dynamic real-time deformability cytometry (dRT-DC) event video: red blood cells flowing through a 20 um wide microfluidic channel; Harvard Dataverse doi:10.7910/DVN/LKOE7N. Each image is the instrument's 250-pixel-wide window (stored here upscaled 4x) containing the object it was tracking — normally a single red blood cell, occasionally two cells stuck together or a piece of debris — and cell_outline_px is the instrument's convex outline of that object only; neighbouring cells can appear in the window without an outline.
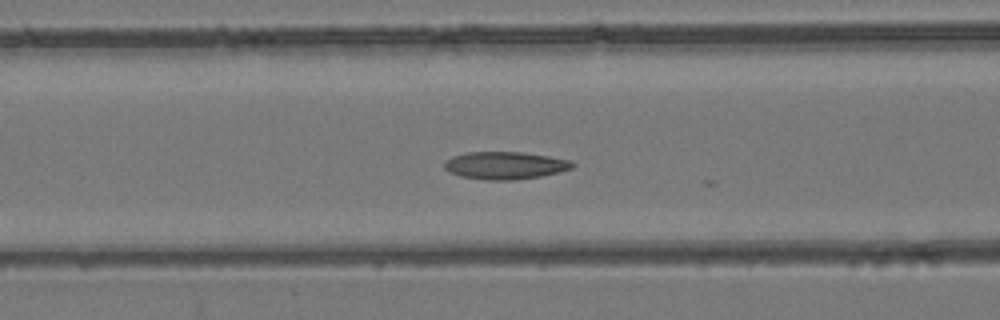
{"species": "common noctule bat (a hibernating species)", "species_latin": "Nyctalus noctula", "temperature_condition": "room temperature", "stored_images_in_passage": 11, "camera_frame_rate_fps": 3000, "um_per_image_px": 0.085, "animal": {"sex": "female", "body_mass_g": 24.6, "forearm_length_mm": 56.2}, "frame": {"image": 1, "passage_image": 9, "time_ms": 2.667, "image_size_px": [1000, 320], "cell_outline_px": [[576, 164], [572, 168], [560, 172], [540, 176], [512, 180], [488, 180], [460, 176], [448, 172], [444, 168], [444, 160], [452, 156], [468, 152], [520, 152], [548, 156], [572, 160]], "centroid_in_image_um": [42.92, 14.06], "position_along_channel_um": 123.7, "area_um2": 20.63}}